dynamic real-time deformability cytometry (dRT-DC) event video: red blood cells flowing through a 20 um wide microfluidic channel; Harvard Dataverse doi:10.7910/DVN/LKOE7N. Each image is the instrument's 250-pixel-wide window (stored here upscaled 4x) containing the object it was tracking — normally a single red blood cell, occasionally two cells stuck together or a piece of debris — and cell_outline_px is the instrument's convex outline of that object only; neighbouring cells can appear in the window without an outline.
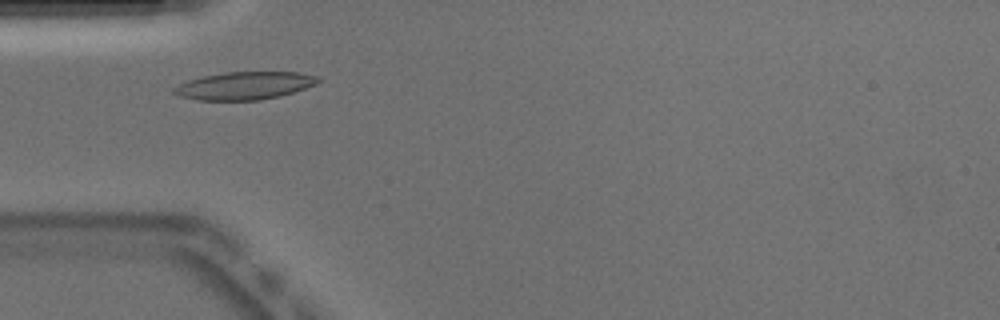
{"species": "Egyptian fruit bat (a non-hibernating species)", "species_latin": "Rousettus aegyptiacus", "temperature_condition": "warm", "stored_images_in_passage": 43, "camera_frame_rate_fps": 3000, "um_per_image_px": 0.085, "animal": {"sex": "male"}, "frame": {"image": 1, "passage_image": 7, "time_ms": 2.0, "image_size_px": [1000, 320], "cell_outline_px": [[320, 80], [316, 84], [280, 96], [260, 100], [196, 100], [180, 96], [172, 92], [172, 88], [188, 80], [204, 76], [224, 72], [296, 72], [316, 76]], "centroid_in_image_um": [20.75, 7.28], "position_along_channel_um": 64.3, "area_um2": 23.12}, "authors_computed_cell_mechanics": {"area_um2": 22.4842, "velocity_mm_per_s": 3.849, "shape_relaxation_time_tau1_ms": 3.9221, "shape_relaxation_time_tau2_ms": 1.4513, "deformation_change_tau1": 0.1471, "deformation_change_tau2": 0.0681}}